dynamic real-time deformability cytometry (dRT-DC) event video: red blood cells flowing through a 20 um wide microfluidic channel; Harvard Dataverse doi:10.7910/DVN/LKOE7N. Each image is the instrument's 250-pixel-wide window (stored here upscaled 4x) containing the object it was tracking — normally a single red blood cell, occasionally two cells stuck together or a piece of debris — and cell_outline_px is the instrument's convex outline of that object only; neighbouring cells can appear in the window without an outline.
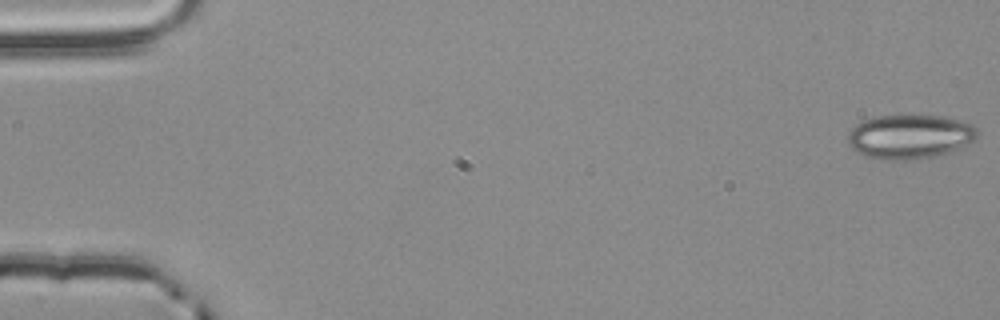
{"species": "common noctule bat (a hibernating species)", "species_latin": "Nyctalus noctula", "temperature_condition": "room temperature", "stored_images_in_passage": 3, "camera_frame_rate_fps": 3000, "um_per_image_px": 0.085, "animal": {"sex": "male", "body_mass_g": 20.4}, "frame": {"image": 1, "passage_image": 1, "time_ms": 0.0, "image_size_px": [1000, 320], "cell_outline_px": [[980, 132], [976, 140], [960, 148], [932, 156], [916, 160], [884, 160], [864, 156], [852, 148], [848, 144], [848, 132], [856, 124], [864, 120], [876, 116], [944, 116], [960, 120], [972, 124]], "centroid_in_image_um": [77.35, 11.62], "position_along_channel_um": 7.7, "area_um2": 33.52}}